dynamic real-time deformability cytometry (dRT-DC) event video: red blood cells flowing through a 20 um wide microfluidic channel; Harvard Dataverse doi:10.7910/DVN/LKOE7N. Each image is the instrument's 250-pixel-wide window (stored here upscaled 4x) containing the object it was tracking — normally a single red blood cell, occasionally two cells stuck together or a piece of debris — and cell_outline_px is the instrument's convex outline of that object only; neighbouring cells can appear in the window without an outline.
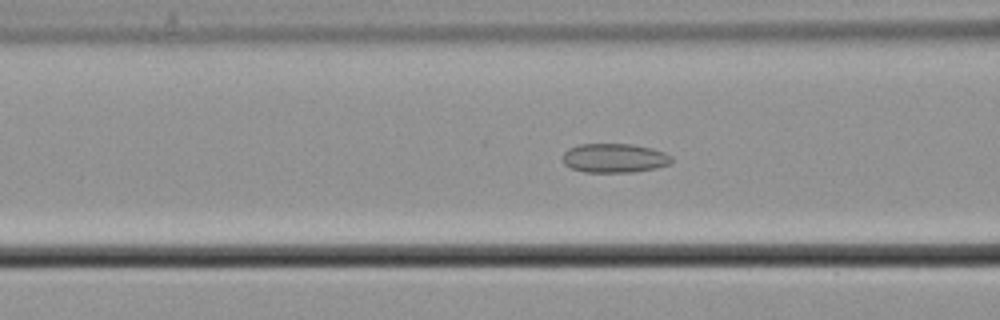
{"species": "common noctule bat (a hibernating species)", "species_latin": "Nyctalus noctula", "temperature_condition": "cold", "stored_images_in_passage": 39, "camera_frame_rate_fps": 3000, "um_per_image_px": 0.085, "animal": {"sex": "male", "body_mass_g": 21.5, "forearm_length_mm": 52.0}, "frame": {"image": 1, "passage_image": 17, "time_ms": 5.333, "image_size_px": [1000, 320], "cell_outline_px": [[672, 164], [656, 168], [636, 172], [584, 172], [572, 168], [564, 164], [564, 152], [568, 148], [580, 144], [632, 144], [652, 148], [664, 152], [672, 156]], "centroid_in_image_um": [52.27, 13.44], "position_along_channel_um": 114.3, "area_um2": 18.61}}
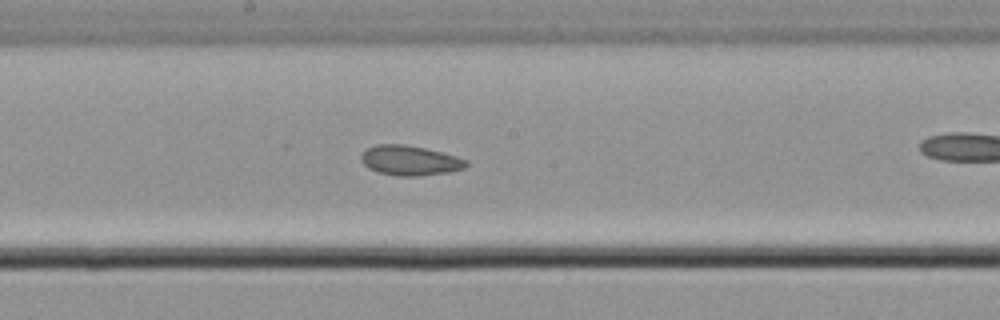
{"frame": {"image": 2, "passage_image": 25, "time_ms": 8.0, "image_size_px": [1000, 320], "cell_outline_px": [[468, 164], [464, 168], [448, 172], [420, 176], [400, 176], [380, 172], [368, 168], [360, 160], [360, 156], [368, 148], [376, 144], [404, 144], [424, 148], [456, 156], [468, 160]], "centroid_in_image_um": [34.84, 13.64], "position_along_channel_um": 213.4, "area_um2": 18.15}}
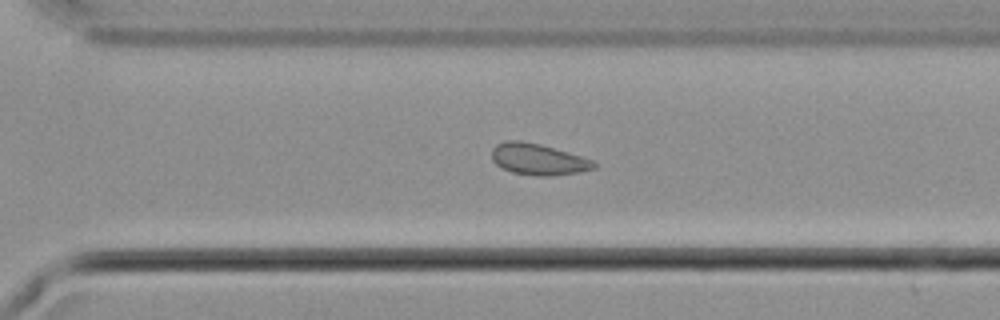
{"frame": {"image": 3, "passage_image": 34, "time_ms": 11.0, "image_size_px": [1000, 320], "cell_outline_px": [[596, 168], [576, 172], [552, 176], [536, 176], [512, 172], [496, 164], [492, 160], [492, 148], [496, 144], [504, 140], [520, 140], [540, 144], [568, 152], [592, 160], [596, 164]], "centroid_in_image_um": [45.71, 13.53], "position_along_channel_um": 324.9, "area_um2": 18.55}}